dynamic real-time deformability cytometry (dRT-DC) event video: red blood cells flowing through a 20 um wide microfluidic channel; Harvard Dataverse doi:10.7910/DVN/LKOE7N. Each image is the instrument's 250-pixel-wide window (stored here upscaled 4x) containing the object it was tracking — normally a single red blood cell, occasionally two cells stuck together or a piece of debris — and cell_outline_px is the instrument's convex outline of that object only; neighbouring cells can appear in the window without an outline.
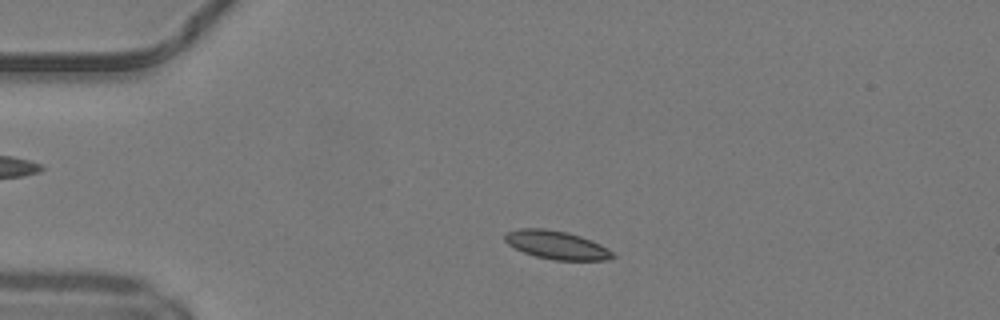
{"species": "common noctule bat (a hibernating species)", "species_latin": "Nyctalus noctula", "temperature_condition": "warm", "stored_images_in_passage": 29, "camera_frame_rate_fps": 3000, "um_per_image_px": 0.085, "animal": {"sex": "male", "body_mass_g": 19.2, "forearm_length_mm": 51.8}, "frame": {"image": 1, "passage_image": 3, "time_ms": 0.667, "image_size_px": [1000, 320], "cell_outline_px": [[616, 256], [608, 260], [556, 260], [536, 256], [524, 252], [508, 244], [504, 240], [504, 232], [520, 228], [544, 228], [568, 232], [592, 240], [600, 244], [612, 252]], "centroid_in_image_um": [47.29, 20.81], "position_along_channel_um": 37.7, "area_um2": 17.8}}
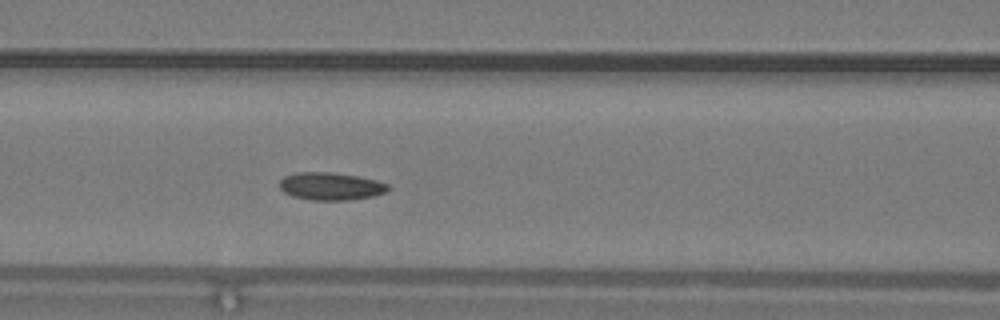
{"frame": {"image": 2, "passage_image": 13, "time_ms": 4.0, "image_size_px": [1000, 320], "cell_outline_px": [[388, 188], [384, 192], [372, 196], [348, 200], [308, 200], [292, 196], [284, 192], [280, 188], [280, 180], [284, 176], [296, 172], [332, 172], [356, 176], [376, 180], [388, 184]], "centroid_in_image_um": [28.06, 15.83], "position_along_channel_um": 138.5, "area_um2": 17.4}}
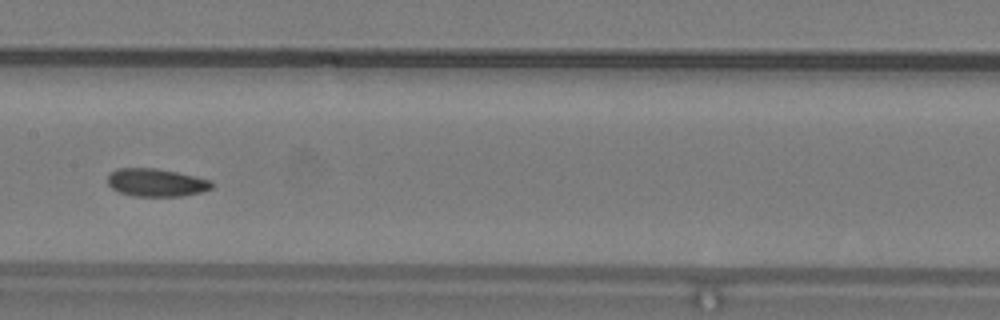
{"frame": {"image": 3, "passage_image": 17, "time_ms": 5.333, "image_size_px": [1000, 320], "cell_outline_px": [[212, 188], [200, 192], [180, 196], [136, 196], [120, 192], [112, 188], [108, 184], [108, 176], [116, 168], [156, 168], [176, 172], [212, 180]], "centroid_in_image_um": [13.27, 15.51], "position_along_channel_um": 194.1, "area_um2": 16.76}}